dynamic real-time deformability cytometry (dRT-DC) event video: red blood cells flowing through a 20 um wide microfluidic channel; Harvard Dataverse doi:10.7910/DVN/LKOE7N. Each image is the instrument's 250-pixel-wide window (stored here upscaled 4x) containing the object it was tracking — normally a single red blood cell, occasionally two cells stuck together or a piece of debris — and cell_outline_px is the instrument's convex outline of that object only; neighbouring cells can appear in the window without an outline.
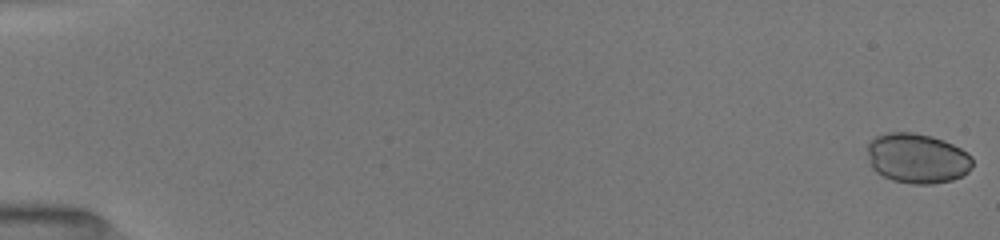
{"species": "common noctule bat (a hibernating species)", "species_latin": "Nyctalus noctula", "temperature_condition": "room temperature", "stored_images_in_passage": 52, "camera_frame_rate_fps": 3000, "um_per_image_px": 0.085, "animal": {"sex": "female", "body_mass_g": 19.5, "forearm_length_mm": 54.1}, "frame": {"image": 1, "passage_image": 1, "time_ms": 0.0, "image_size_px": [1000, 240], "cell_outline_px": [[972, 164], [968, 172], [952, 180], [932, 184], [912, 184], [892, 180], [876, 172], [872, 168], [868, 152], [868, 144], [876, 136], [888, 132], [912, 132], [932, 136], [944, 140], [968, 152], [972, 156]], "centroid_in_image_um": [77.98, 13.45], "position_along_channel_um": 7.0, "area_um2": 30.58}}
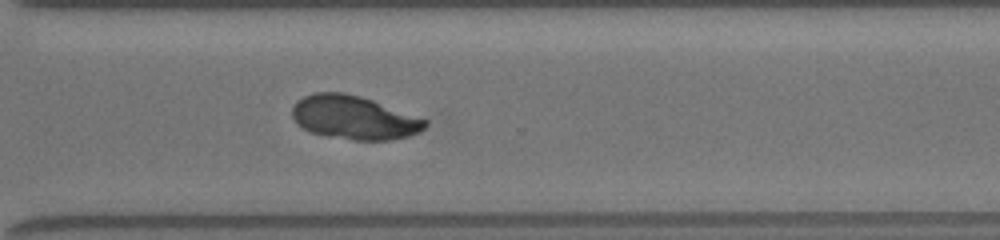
{"frame": {"image": 2, "passage_image": 39, "time_ms": 12.667, "image_size_px": [1000, 240], "cell_outline_px": [[428, 124], [420, 132], [408, 136], [388, 140], [352, 140], [328, 136], [312, 132], [296, 124], [292, 116], [292, 108], [296, 100], [304, 96], [316, 92], [344, 92], [360, 96], [372, 100], [428, 120]], "centroid_in_image_um": [30.07, 9.99], "position_along_channel_um": 340.5, "area_um2": 33.76}}
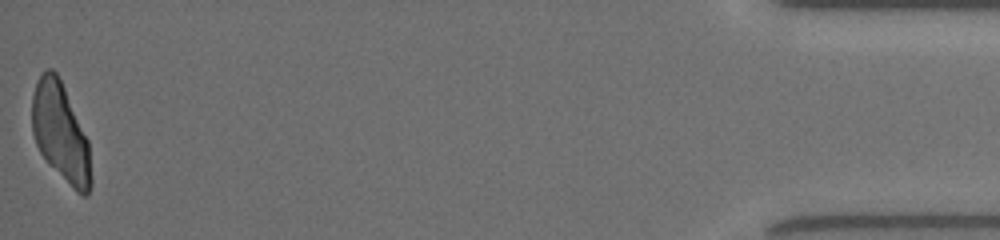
{"frame": {"image": 3, "passage_image": 52, "time_ms": 17.0, "image_size_px": [1000, 240], "cell_outline_px": [[92, 184], [88, 196], [84, 196], [76, 192], [72, 188], [40, 152], [36, 144], [32, 132], [32, 96], [36, 80], [44, 68], [52, 68], [56, 72], [64, 88], [88, 140], [92, 180]], "centroid_in_image_um": [5.15, 11.25], "position_along_channel_um": 430.1, "area_um2": 33.64}}